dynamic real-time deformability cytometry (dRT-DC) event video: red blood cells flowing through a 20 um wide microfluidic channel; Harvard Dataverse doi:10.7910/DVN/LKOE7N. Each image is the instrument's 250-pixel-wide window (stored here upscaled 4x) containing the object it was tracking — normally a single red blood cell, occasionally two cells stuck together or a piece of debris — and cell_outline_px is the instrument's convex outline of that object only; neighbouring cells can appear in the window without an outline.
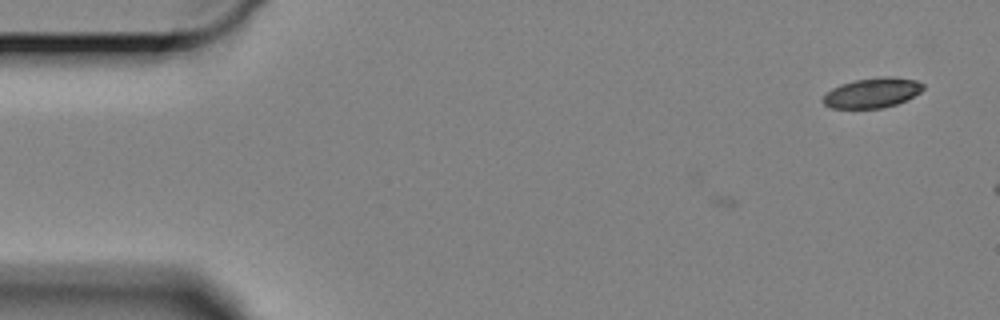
{"species": "Egyptian fruit bat (a non-hibernating species)", "species_latin": "Rousettus aegyptiacus", "temperature_condition": "cold", "stored_images_in_passage": 2, "camera_frame_rate_fps": 3000, "um_per_image_px": 0.085, "animal": {"sex": "female"}, "frame": {"image": 1, "passage_image": 2, "time_ms": 0.333, "image_size_px": [1000, 320], "cell_outline_px": [[924, 88], [920, 92], [908, 100], [884, 108], [832, 108], [824, 104], [820, 100], [832, 88], [840, 84], [856, 80], [884, 76], [892, 76], [916, 80], [924, 84]], "centroid_in_image_um": [74.16, 7.89], "position_along_channel_um": 10.8, "area_um2": 17.57}}